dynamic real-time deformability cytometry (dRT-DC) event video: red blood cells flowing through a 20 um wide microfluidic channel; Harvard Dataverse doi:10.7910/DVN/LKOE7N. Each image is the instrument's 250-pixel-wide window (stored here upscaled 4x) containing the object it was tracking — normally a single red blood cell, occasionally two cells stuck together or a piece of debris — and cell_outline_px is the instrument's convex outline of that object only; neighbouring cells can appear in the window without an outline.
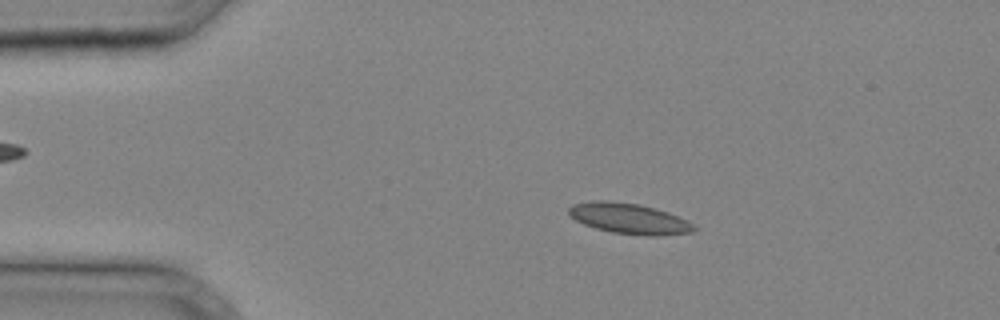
{"species": "common noctule bat (a hibernating species)", "species_latin": "Nyctalus noctula", "temperature_condition": "cold", "stored_images_in_passage": 36, "camera_frame_rate_fps": 3000, "um_per_image_px": 0.085, "animal": {"sex": "male", "body_mass_g": 20.4}, "frame": {"image": 1, "passage_image": 7, "time_ms": 2.0, "image_size_px": [1000, 320], "cell_outline_px": [[696, 228], [692, 232], [660, 236], [644, 236], [612, 232], [596, 228], [584, 224], [576, 220], [568, 212], [568, 208], [572, 204], [592, 200], [608, 200], [640, 204], [656, 208], [668, 212], [688, 220]], "centroid_in_image_um": [53.48, 18.57], "position_along_channel_um": 31.5, "area_um2": 22.48}}
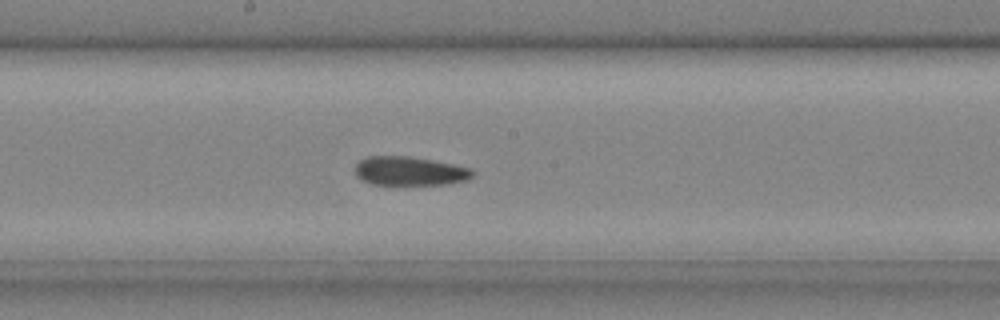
{"frame": {"image": 2, "passage_image": 20, "time_ms": 6.333, "image_size_px": [1000, 320], "cell_outline_px": [[476, 172], [468, 180], [444, 184], [372, 184], [356, 176], [356, 164], [360, 160], [368, 156], [412, 156], [472, 168]], "centroid_in_image_um": [34.86, 14.53], "position_along_channel_um": 213.3, "area_um2": 19.71}}
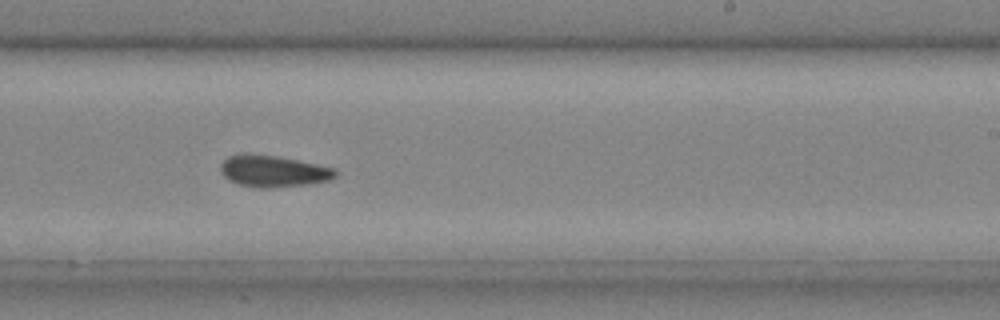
{"frame": {"image": 3, "passage_image": 23, "time_ms": 7.333, "image_size_px": [1000, 320], "cell_outline_px": [[336, 176], [328, 180], [308, 184], [264, 188], [260, 188], [240, 184], [228, 180], [220, 172], [220, 164], [228, 156], [276, 156], [336, 168]], "centroid_in_image_um": [23.24, 14.58], "position_along_channel_um": 265.8, "area_um2": 20.4}}